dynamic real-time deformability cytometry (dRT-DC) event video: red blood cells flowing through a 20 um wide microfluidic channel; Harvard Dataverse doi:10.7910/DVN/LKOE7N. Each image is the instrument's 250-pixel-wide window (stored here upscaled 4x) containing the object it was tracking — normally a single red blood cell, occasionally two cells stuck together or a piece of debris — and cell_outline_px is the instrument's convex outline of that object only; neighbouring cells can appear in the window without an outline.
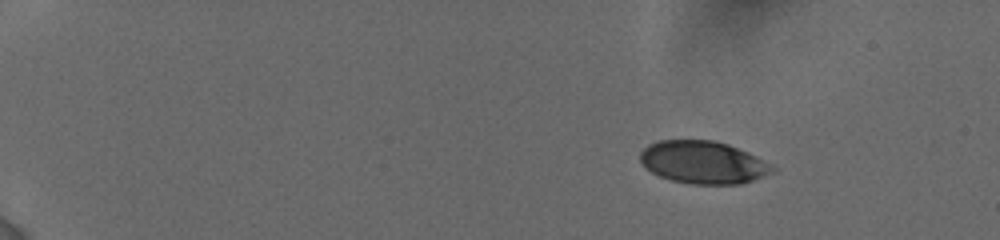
{"species": "human", "species_latin": "Homo sapiens", "temperature_condition": "cold", "stored_images_in_passage": 40, "camera_frame_rate_fps": 3000, "um_per_image_px": 0.085, "donor": {"sex": "female"}, "frame": {"image": 1, "passage_image": 1, "time_ms": 0.0, "image_size_px": [1000, 240], "cell_outline_px": [[776, 168], [772, 172], [752, 180], [740, 184], [692, 184], [672, 180], [660, 176], [652, 172], [640, 160], [640, 152], [648, 144], [656, 140], [716, 140], [728, 144], [748, 152], [756, 156]], "centroid_in_image_um": [59.75, 13.78], "position_along_channel_um": 25.3, "area_um2": 32.66}}
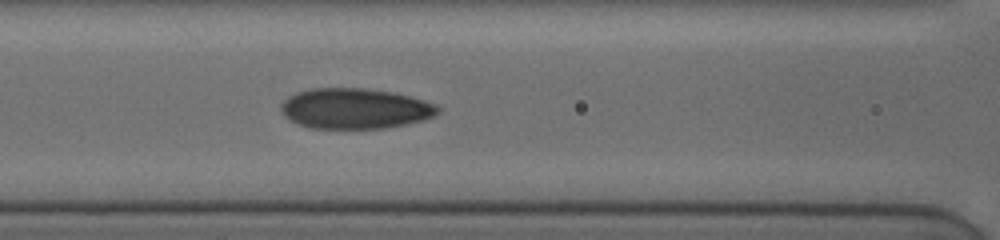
{"frame": {"image": 2, "passage_image": 23, "time_ms": 6.333, "image_size_px": [1000, 240], "cell_outline_px": [[440, 112], [424, 120], [388, 128], [308, 128], [284, 116], [280, 112], [280, 104], [288, 96], [296, 92], [312, 88], [364, 88], [392, 92], [424, 100], [436, 104], [440, 108]], "centroid_in_image_um": [30.16, 9.22], "position_along_channel_um": 136.4, "area_um2": 37.11}}
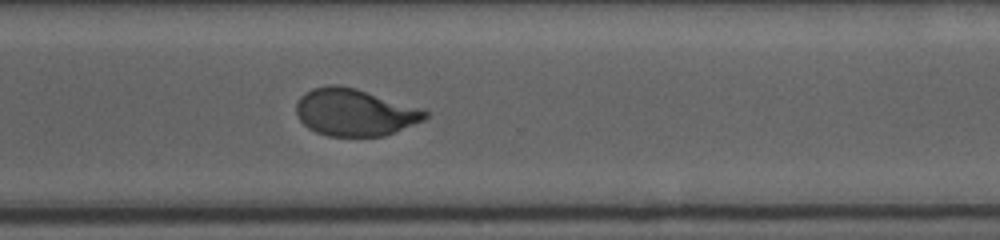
{"frame": {"image": 3, "passage_image": 40, "time_ms": 11.667, "image_size_px": [1000, 240], "cell_outline_px": [[428, 116], [424, 120], [384, 136], [328, 136], [316, 132], [308, 128], [300, 120], [296, 112], [296, 104], [300, 96], [304, 92], [312, 88], [328, 84], [336, 84], [356, 88], [428, 112]], "centroid_in_image_um": [30.07, 9.55], "position_along_channel_um": 340.5, "area_um2": 35.03}}